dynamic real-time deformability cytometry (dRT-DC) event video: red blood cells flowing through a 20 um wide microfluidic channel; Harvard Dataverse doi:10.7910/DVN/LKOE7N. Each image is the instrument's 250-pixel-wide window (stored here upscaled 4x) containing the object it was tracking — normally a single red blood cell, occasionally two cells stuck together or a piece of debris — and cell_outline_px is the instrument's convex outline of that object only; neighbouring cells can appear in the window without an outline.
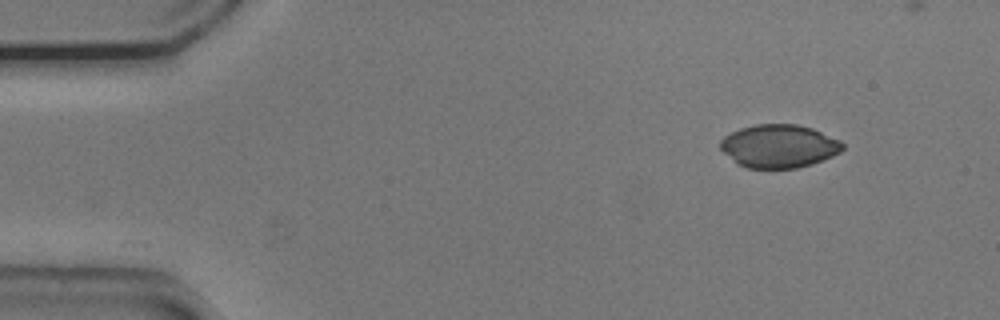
{"species": "common noctule bat (a hibernating species)", "species_latin": "Nyctalus noctula", "temperature_condition": "cold", "stored_images_in_passage": 42, "camera_frame_rate_fps": 3000, "um_per_image_px": 0.085, "animal": {"sex": "male", "body_mass_g": 20.5, "forearm_length_mm": 52.5}, "frame": {"image": 1, "passage_image": 1, "time_ms": 0.0, "image_size_px": [1000, 320], "cell_outline_px": [[844, 148], [840, 152], [832, 156], [812, 164], [796, 168], [748, 168], [736, 164], [720, 148], [720, 140], [724, 136], [740, 128], [756, 124], [796, 124], [812, 128], [840, 140], [844, 144]], "centroid_in_image_um": [66.21, 12.42], "position_along_channel_um": 18.8, "area_um2": 30.81}}
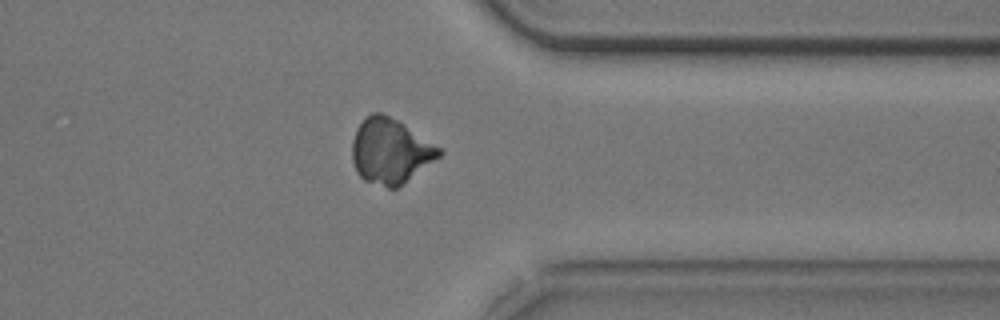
{"frame": {"image": 2, "passage_image": 37, "time_ms": 12.0, "image_size_px": [1000, 320], "cell_outline_px": [[444, 152], [440, 156], [404, 184], [396, 188], [388, 188], [364, 180], [356, 172], [352, 160], [352, 140], [356, 128], [364, 116], [372, 112], [380, 112], [396, 120], [440, 148]], "centroid_in_image_um": [33.14, 12.85], "position_along_channel_um": 378.3, "area_um2": 32.83}}